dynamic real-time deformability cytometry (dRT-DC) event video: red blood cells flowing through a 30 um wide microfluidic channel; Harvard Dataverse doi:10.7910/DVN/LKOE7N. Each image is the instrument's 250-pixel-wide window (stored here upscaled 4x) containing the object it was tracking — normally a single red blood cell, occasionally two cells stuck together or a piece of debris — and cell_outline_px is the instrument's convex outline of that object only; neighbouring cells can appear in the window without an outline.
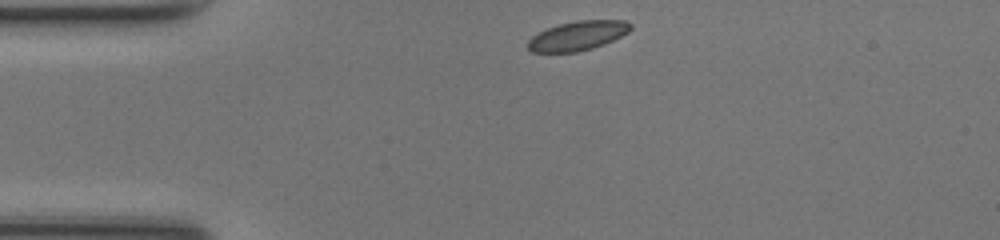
{"species": "common noctule bat (a hibernating species)", "species_latin": "Nyctalus noctula", "temperature_condition": "room temperature", "stored_images_in_passage": 40, "camera_frame_rate_fps": 3000, "um_per_image_px": 0.085, "animal": {"sex": "female", "body_mass_g": 17.0, "forearm_length_mm": 48.0}, "frame": {"image": 1, "passage_image": 1, "time_ms": 0.0, "image_size_px": [1000, 240], "cell_outline_px": [[632, 28], [628, 32], [604, 44], [592, 48], [576, 52], [532, 52], [528, 48], [528, 40], [532, 36], [548, 28], [560, 24], [580, 20], [624, 20], [632, 24]], "centroid_in_image_um": [49.12, 3.04], "position_along_channel_um": 35.9, "area_um2": 17.34}}
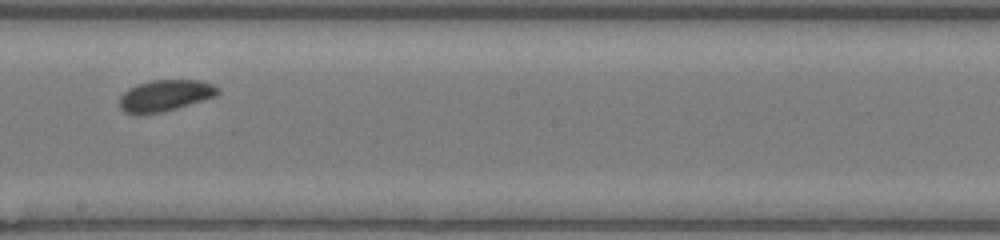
{"frame": {"image": 2, "passage_image": 18, "time_ms": 5.667, "image_size_px": [1000, 240], "cell_outline_px": [[220, 92], [216, 96], [176, 108], [160, 112], [140, 116], [136, 116], [124, 112], [120, 108], [120, 96], [128, 88], [136, 84], [148, 80], [200, 80], [212, 84], [220, 88]], "centroid_in_image_um": [13.99, 8.13], "position_along_channel_um": 234.2, "area_um2": 18.26}}
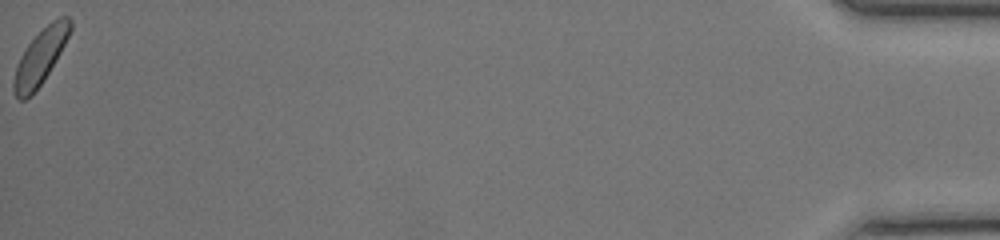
{"frame": {"image": 3, "passage_image": 40, "time_ms": 13.0, "image_size_px": [1000, 240], "cell_outline_px": [[72, 28], [56, 60], [40, 84], [24, 100], [20, 100], [16, 96], [12, 88], [12, 84], [16, 68], [20, 56], [28, 44], [52, 20], [60, 16], [68, 16], [72, 20]], "centroid_in_image_um": [3.43, 4.8], "position_along_channel_um": 431.8, "area_um2": 17.51}, "authors_computed_cell_mechanics": {"area_um2": 18.0336, "velocity_mm_per_s": 4.1686, "shape_relaxation_time_tau1_ms": 4.0218, "shape_relaxation_time_tau2_ms": null, "deformation_change_tau1": 0.0879, "deformation_change_tau2": null}}